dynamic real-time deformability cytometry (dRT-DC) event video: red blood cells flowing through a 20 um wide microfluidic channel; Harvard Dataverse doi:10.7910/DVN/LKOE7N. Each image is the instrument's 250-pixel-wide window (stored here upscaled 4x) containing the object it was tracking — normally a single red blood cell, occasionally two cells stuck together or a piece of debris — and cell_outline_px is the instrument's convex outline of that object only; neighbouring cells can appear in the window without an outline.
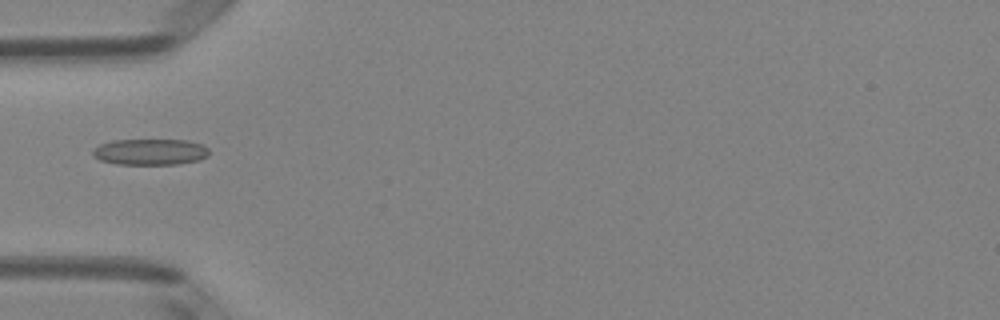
{"species": "Egyptian fruit bat (a non-hibernating species)", "species_latin": "Rousettus aegyptiacus", "temperature_condition": "room temperature", "stored_images_in_passage": 5, "camera_frame_rate_fps": 3000, "um_per_image_px": 0.085, "animal": {"sex": "female"}, "frame": {"image": 1, "passage_image": 4, "time_ms": 1.0, "image_size_px": [1000, 320], "cell_outline_px": [[208, 156], [200, 160], [180, 164], [116, 164], [100, 160], [92, 156], [92, 148], [100, 144], [112, 140], [188, 140], [204, 144], [208, 148]], "centroid_in_image_um": [12.77, 12.91], "position_along_channel_um": 72.2, "area_um2": 17.98}}
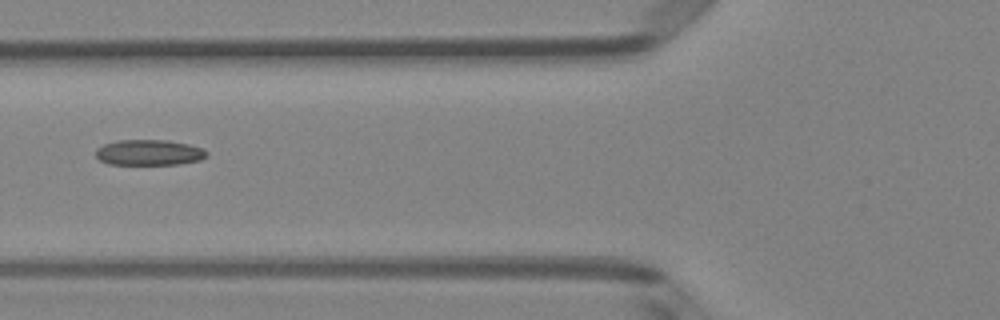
{"frame": {"image": 2, "passage_image": 5, "time_ms": 1.333, "image_size_px": [1000, 320], "cell_outline_px": [[208, 156], [200, 160], [180, 164], [108, 164], [100, 160], [96, 156], [96, 148], [104, 144], [120, 140], [168, 140], [188, 144], [204, 148], [208, 152]], "centroid_in_image_um": [12.7, 12.96], "position_along_channel_um": 113.1, "area_um2": 16.65}}